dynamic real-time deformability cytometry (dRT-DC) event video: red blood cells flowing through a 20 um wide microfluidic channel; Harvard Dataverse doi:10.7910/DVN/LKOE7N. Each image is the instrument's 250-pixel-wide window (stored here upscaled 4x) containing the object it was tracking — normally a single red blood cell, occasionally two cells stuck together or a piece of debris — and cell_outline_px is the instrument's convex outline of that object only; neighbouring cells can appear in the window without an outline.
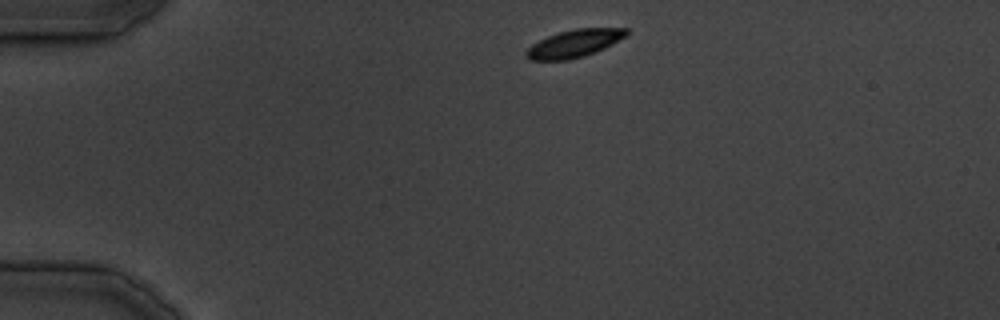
{"species": "common noctule bat (a hibernating species)", "species_latin": "Nyctalus noctula", "temperature_condition": "cold", "stored_images_in_passage": 10, "camera_frame_rate_fps": 3000, "um_per_image_px": 0.085, "animal": {"sex": "male", "body_mass_g": 19.5, "forearm_length_mm": 54.6}, "frame": {"image": 1, "passage_image": 1, "time_ms": 0.0, "image_size_px": [1000, 320], "cell_outline_px": [[628, 36], [584, 56], [568, 60], [528, 60], [524, 56], [524, 52], [532, 44], [548, 36], [560, 32], [576, 28], [628, 28]], "centroid_in_image_um": [48.78, 3.69], "position_along_channel_um": 36.2, "area_um2": 16.01}}
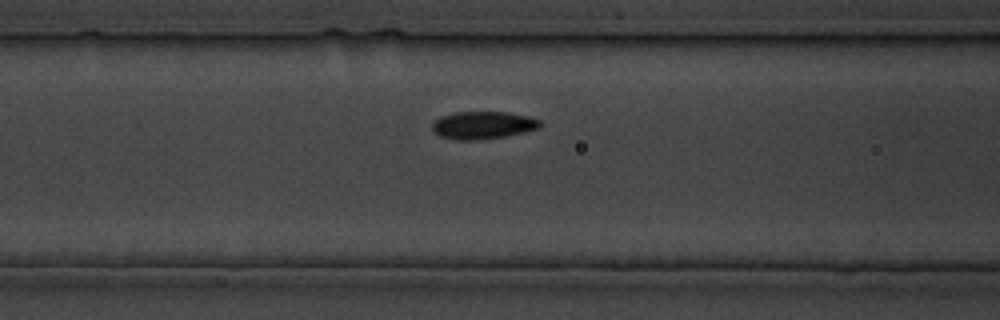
{"frame": {"image": 2, "passage_image": 9, "time_ms": 9.667, "image_size_px": [1000, 320], "cell_outline_px": [[540, 128], [524, 132], [504, 136], [480, 140], [456, 140], [440, 136], [432, 132], [432, 124], [440, 116], [456, 112], [504, 112], [528, 116], [540, 120]], "centroid_in_image_um": [41.02, 10.64], "position_along_channel_um": 125.6, "area_um2": 17.34}}